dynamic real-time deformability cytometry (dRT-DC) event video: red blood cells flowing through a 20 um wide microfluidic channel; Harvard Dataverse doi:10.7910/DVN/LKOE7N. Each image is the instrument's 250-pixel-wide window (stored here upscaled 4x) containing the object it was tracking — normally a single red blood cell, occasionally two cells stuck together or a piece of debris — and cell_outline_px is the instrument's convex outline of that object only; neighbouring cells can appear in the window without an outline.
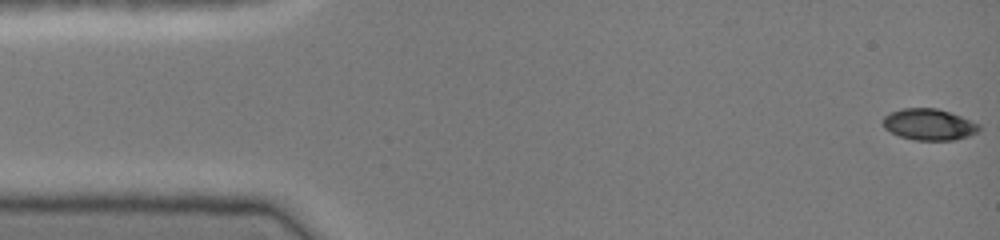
{"species": "common noctule bat (a hibernating species)", "species_latin": "Nyctalus noctula", "temperature_condition": "cold", "stored_images_in_passage": 46, "camera_frame_rate_fps": 3000, "um_per_image_px": 0.085, "animal": {"sex": "female", "body_mass_g": 19.0, "forearm_length_mm": 51.5}, "frame": {"image": 1, "passage_image": 1, "time_ms": 0.0, "image_size_px": [1000, 240], "cell_outline_px": [[980, 128], [976, 132], [968, 136], [956, 140], [916, 140], [900, 136], [884, 128], [884, 116], [892, 112], [904, 108], [936, 108], [960, 116], [980, 124]], "centroid_in_image_um": [78.98, 10.58], "position_along_channel_um": 6.0, "area_um2": 17.28}}
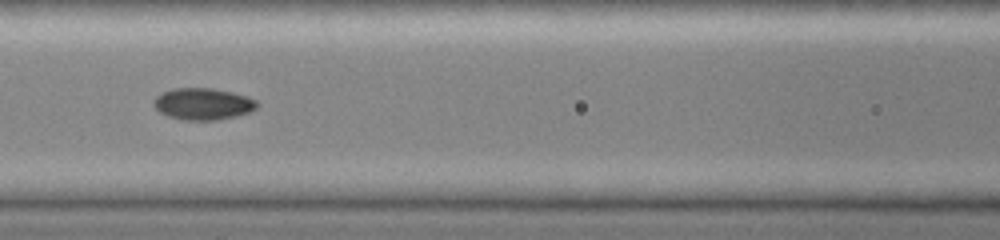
{"frame": {"image": 2, "passage_image": 20, "time_ms": 6.333, "image_size_px": [1000, 240], "cell_outline_px": [[260, 104], [252, 112], [236, 116], [216, 120], [184, 120], [168, 116], [160, 112], [152, 104], [152, 100], [156, 96], [172, 88], [212, 88], [232, 92], [256, 100]], "centroid_in_image_um": [17.25, 8.83], "position_along_channel_um": 149.3, "area_um2": 19.19}}
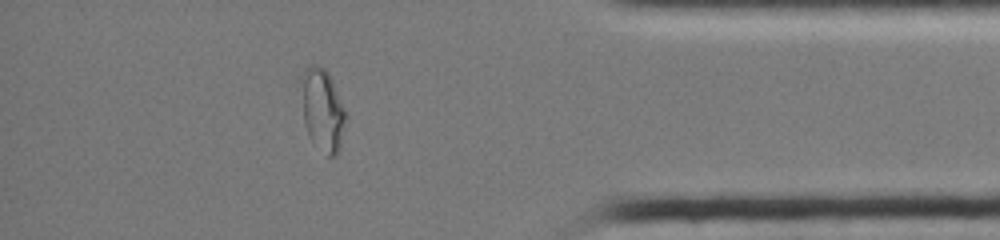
{"frame": {"image": 3, "passage_image": 40, "time_ms": 13.0, "image_size_px": [1000, 240], "cell_outline_px": [[348, 116], [340, 148], [336, 156], [328, 156], [308, 136], [304, 124], [300, 76], [304, 68], [312, 64], [324, 68], [328, 72], [332, 80]], "centroid_in_image_um": [27.42, 9.33], "position_along_channel_um": 407.8, "area_um2": 21.62}, "authors_computed_cell_mechanics": {"area_um2": 18.4382, "velocity_mm_per_s": 4.1607, "shape_relaxation_time_tau1_ms": null, "shape_relaxation_time_tau2_ms": 1.1918, "deformation_change_tau1": null, "deformation_change_tau2": 0.0274}}